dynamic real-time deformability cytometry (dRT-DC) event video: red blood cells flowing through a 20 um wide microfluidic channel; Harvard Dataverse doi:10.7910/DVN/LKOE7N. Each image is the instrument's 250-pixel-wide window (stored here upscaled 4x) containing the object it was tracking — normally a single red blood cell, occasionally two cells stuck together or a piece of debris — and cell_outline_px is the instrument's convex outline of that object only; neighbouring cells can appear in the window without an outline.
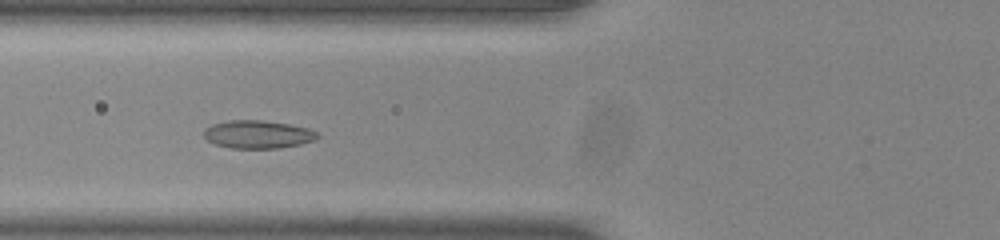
{"species": "common noctule bat (a hibernating species)", "species_latin": "Nyctalus noctula", "temperature_condition": "room temperature", "stored_images_in_passage": 47, "camera_frame_rate_fps": 3000, "um_per_image_px": 0.085, "animal": {"sex": "male", "body_mass_g": 20.0, "forearm_length_mm": 53.3}, "frame": {"image": 1, "passage_image": 15, "time_ms": 4.667, "image_size_px": [1000, 240], "cell_outline_px": [[320, 136], [316, 140], [300, 144], [280, 148], [232, 148], [216, 144], [208, 140], [204, 136], [204, 128], [212, 124], [228, 120], [260, 120], [288, 124], [308, 128], [316, 132]], "centroid_in_image_um": [21.92, 11.42], "position_along_channel_um": 103.9, "area_um2": 18.5}}
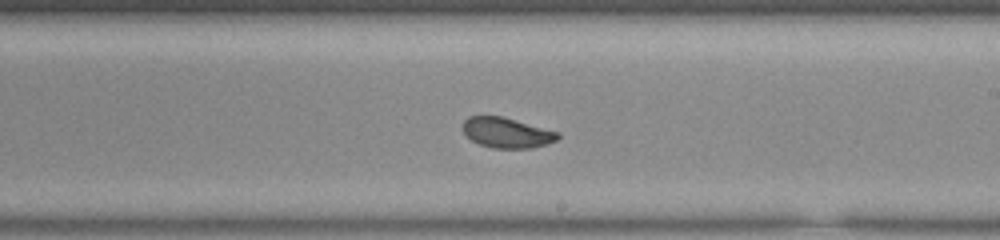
{"frame": {"image": 2, "passage_image": 26, "time_ms": 8.333, "image_size_px": [1000, 240], "cell_outline_px": [[560, 136], [556, 140], [548, 144], [532, 148], [492, 148], [480, 144], [472, 140], [464, 132], [464, 120], [468, 116], [500, 116], [560, 132]], "centroid_in_image_um": [43.11, 11.29], "position_along_channel_um": 245.9, "area_um2": 16.59}}
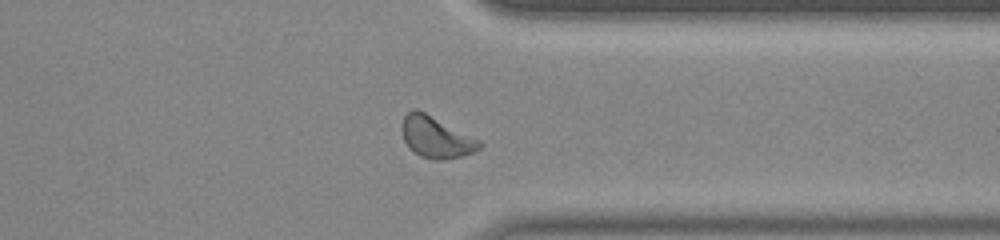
{"frame": {"image": 3, "passage_image": 36, "time_ms": 11.667, "image_size_px": [1000, 240], "cell_outline_px": [[484, 144], [480, 148], [464, 156], [440, 160], [432, 160], [420, 156], [412, 152], [408, 148], [404, 140], [400, 128], [400, 124], [404, 116], [412, 108], [416, 108], [480, 140]], "centroid_in_image_um": [37.02, 11.67], "position_along_channel_um": 374.4, "area_um2": 18.9}, "authors_computed_cell_mechanics": {"area_um2": 17.8024, "velocity_mm_per_s": 3.8782, "shape_relaxation_time_tau1_ms": 9.7823, "shape_relaxation_time_tau2_ms": 1.1413, "deformation_change_tau1": 0.1997, "deformation_change_tau2": 0.0563}}